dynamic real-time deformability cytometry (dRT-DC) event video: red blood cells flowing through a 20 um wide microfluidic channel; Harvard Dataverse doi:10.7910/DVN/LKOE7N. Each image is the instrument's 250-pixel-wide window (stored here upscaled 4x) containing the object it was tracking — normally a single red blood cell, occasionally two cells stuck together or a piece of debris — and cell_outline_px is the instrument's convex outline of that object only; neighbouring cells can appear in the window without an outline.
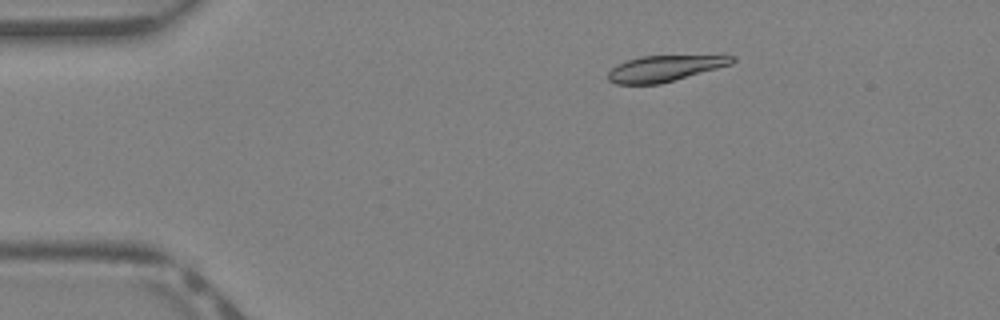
{"species": "Egyptian fruit bat (a non-hibernating species)", "species_latin": "Rousettus aegyptiacus", "temperature_condition": "warm", "stored_images_in_passage": 35, "camera_frame_rate_fps": 3000, "um_per_image_px": 0.085, "animal": {"sex": "female"}, "frame": {"image": 1, "passage_image": 2, "time_ms": 0.333, "image_size_px": [1000, 320], "cell_outline_px": [[736, 60], [732, 64], [660, 84], [616, 84], [608, 80], [608, 72], [612, 68], [628, 60], [640, 56], [736, 56]], "centroid_in_image_um": [56.48, 5.82], "position_along_channel_um": 28.5, "area_um2": 18.44}}
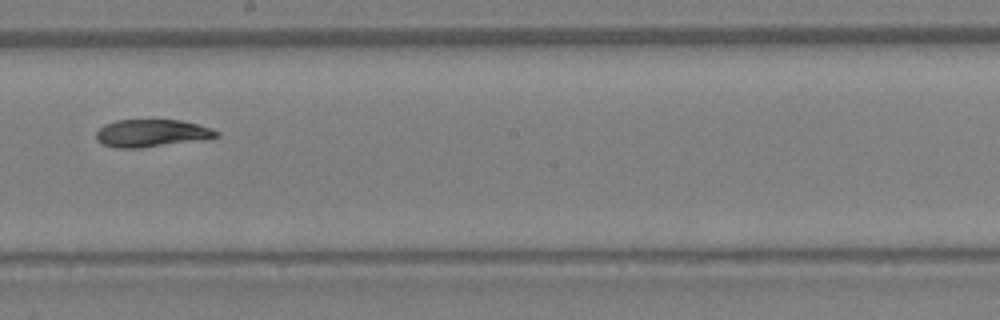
{"frame": {"image": 2, "passage_image": 18, "time_ms": 5.667, "image_size_px": [1000, 320], "cell_outline_px": [[220, 136], [208, 140], [140, 148], [116, 148], [104, 144], [96, 140], [96, 132], [104, 124], [116, 120], [180, 120], [212, 128], [220, 132]], "centroid_in_image_um": [12.95, 11.33], "position_along_channel_um": 235.3, "area_um2": 19.59}}
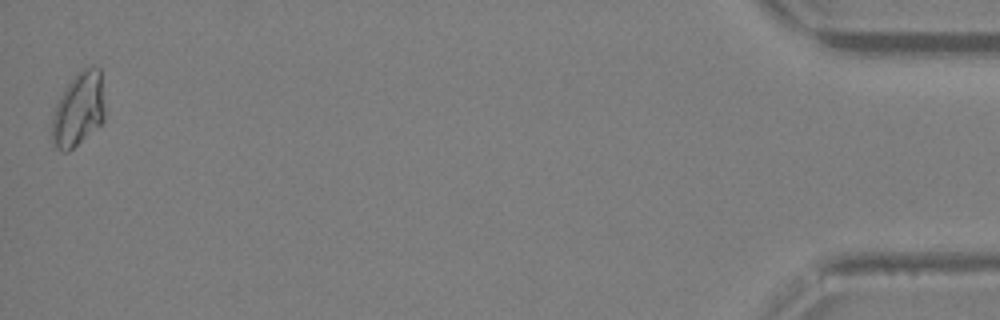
{"frame": {"image": 3, "passage_image": 35, "time_ms": 11.333, "image_size_px": [1000, 320], "cell_outline_px": [[104, 120], [100, 124], [68, 152], [60, 152], [52, 148], [52, 116], [56, 104], [60, 96], [76, 72], [80, 68], [92, 64], [100, 68], [104, 104]], "centroid_in_image_um": [6.65, 9.28], "position_along_channel_um": 428.5, "area_um2": 23.06}}